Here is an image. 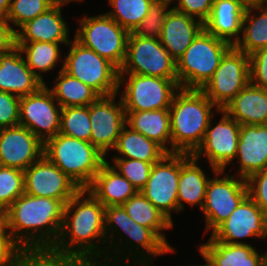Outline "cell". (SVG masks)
I'll list each match as a JSON object with an SVG mask.
<instances>
[{
    "label": "cell",
    "instance_id": "cell-1",
    "mask_svg": "<svg viewBox=\"0 0 267 266\" xmlns=\"http://www.w3.org/2000/svg\"><path fill=\"white\" fill-rule=\"evenodd\" d=\"M53 247L76 254L88 266H107L105 206L87 189L65 204L61 231Z\"/></svg>",
    "mask_w": 267,
    "mask_h": 266
},
{
    "label": "cell",
    "instance_id": "cell-2",
    "mask_svg": "<svg viewBox=\"0 0 267 266\" xmlns=\"http://www.w3.org/2000/svg\"><path fill=\"white\" fill-rule=\"evenodd\" d=\"M105 236L107 266H131V261L132 266H154V257L176 252L152 229L136 223L122 205L105 207Z\"/></svg>",
    "mask_w": 267,
    "mask_h": 266
},
{
    "label": "cell",
    "instance_id": "cell-3",
    "mask_svg": "<svg viewBox=\"0 0 267 266\" xmlns=\"http://www.w3.org/2000/svg\"><path fill=\"white\" fill-rule=\"evenodd\" d=\"M64 206L58 199L24 193L4 212L5 229L18 247L54 246Z\"/></svg>",
    "mask_w": 267,
    "mask_h": 266
},
{
    "label": "cell",
    "instance_id": "cell-4",
    "mask_svg": "<svg viewBox=\"0 0 267 266\" xmlns=\"http://www.w3.org/2000/svg\"><path fill=\"white\" fill-rule=\"evenodd\" d=\"M219 110L201 90L180 88L169 108L172 153L192 155L202 143L211 118Z\"/></svg>",
    "mask_w": 267,
    "mask_h": 266
},
{
    "label": "cell",
    "instance_id": "cell-5",
    "mask_svg": "<svg viewBox=\"0 0 267 266\" xmlns=\"http://www.w3.org/2000/svg\"><path fill=\"white\" fill-rule=\"evenodd\" d=\"M44 155L82 190L90 186L107 160L91 142L60 133L44 143Z\"/></svg>",
    "mask_w": 267,
    "mask_h": 266
},
{
    "label": "cell",
    "instance_id": "cell-6",
    "mask_svg": "<svg viewBox=\"0 0 267 266\" xmlns=\"http://www.w3.org/2000/svg\"><path fill=\"white\" fill-rule=\"evenodd\" d=\"M233 45L203 29L176 61L178 85L201 90L211 79L221 59Z\"/></svg>",
    "mask_w": 267,
    "mask_h": 266
},
{
    "label": "cell",
    "instance_id": "cell-7",
    "mask_svg": "<svg viewBox=\"0 0 267 266\" xmlns=\"http://www.w3.org/2000/svg\"><path fill=\"white\" fill-rule=\"evenodd\" d=\"M63 60V71L82 81L100 96H108L119 91V69L92 49L79 43L75 38Z\"/></svg>",
    "mask_w": 267,
    "mask_h": 266
},
{
    "label": "cell",
    "instance_id": "cell-8",
    "mask_svg": "<svg viewBox=\"0 0 267 266\" xmlns=\"http://www.w3.org/2000/svg\"><path fill=\"white\" fill-rule=\"evenodd\" d=\"M77 19L79 27L74 38L120 69L126 58L130 32L106 13Z\"/></svg>",
    "mask_w": 267,
    "mask_h": 266
},
{
    "label": "cell",
    "instance_id": "cell-9",
    "mask_svg": "<svg viewBox=\"0 0 267 266\" xmlns=\"http://www.w3.org/2000/svg\"><path fill=\"white\" fill-rule=\"evenodd\" d=\"M118 94L125 111H151L170 108L175 93L180 89L178 79L139 74H119ZM124 91L120 90L122 87Z\"/></svg>",
    "mask_w": 267,
    "mask_h": 266
},
{
    "label": "cell",
    "instance_id": "cell-10",
    "mask_svg": "<svg viewBox=\"0 0 267 266\" xmlns=\"http://www.w3.org/2000/svg\"><path fill=\"white\" fill-rule=\"evenodd\" d=\"M213 173L214 177L209 179L206 187L205 200L201 210L205 219V234L213 232L248 196L245 179L239 176H230L225 170H217Z\"/></svg>",
    "mask_w": 267,
    "mask_h": 266
},
{
    "label": "cell",
    "instance_id": "cell-11",
    "mask_svg": "<svg viewBox=\"0 0 267 266\" xmlns=\"http://www.w3.org/2000/svg\"><path fill=\"white\" fill-rule=\"evenodd\" d=\"M119 74H139L178 79L176 61L163 47L158 38L139 37L130 32L127 53Z\"/></svg>",
    "mask_w": 267,
    "mask_h": 266
},
{
    "label": "cell",
    "instance_id": "cell-12",
    "mask_svg": "<svg viewBox=\"0 0 267 266\" xmlns=\"http://www.w3.org/2000/svg\"><path fill=\"white\" fill-rule=\"evenodd\" d=\"M249 82V56L233 45L201 91L214 105L223 109Z\"/></svg>",
    "mask_w": 267,
    "mask_h": 266
},
{
    "label": "cell",
    "instance_id": "cell-13",
    "mask_svg": "<svg viewBox=\"0 0 267 266\" xmlns=\"http://www.w3.org/2000/svg\"><path fill=\"white\" fill-rule=\"evenodd\" d=\"M218 113L221 114L220 120L213 125L211 118L202 143L192 154L198 161L205 157L213 172L226 170L227 165L235 160L241 128L223 109Z\"/></svg>",
    "mask_w": 267,
    "mask_h": 266
},
{
    "label": "cell",
    "instance_id": "cell-14",
    "mask_svg": "<svg viewBox=\"0 0 267 266\" xmlns=\"http://www.w3.org/2000/svg\"><path fill=\"white\" fill-rule=\"evenodd\" d=\"M181 153H167L153 164L145 187L140 191L173 224L172 212L178 214V183Z\"/></svg>",
    "mask_w": 267,
    "mask_h": 266
},
{
    "label": "cell",
    "instance_id": "cell-15",
    "mask_svg": "<svg viewBox=\"0 0 267 266\" xmlns=\"http://www.w3.org/2000/svg\"><path fill=\"white\" fill-rule=\"evenodd\" d=\"M61 112L62 107L45 84L37 92L21 97L19 125L45 143L59 133Z\"/></svg>",
    "mask_w": 267,
    "mask_h": 266
},
{
    "label": "cell",
    "instance_id": "cell-16",
    "mask_svg": "<svg viewBox=\"0 0 267 266\" xmlns=\"http://www.w3.org/2000/svg\"><path fill=\"white\" fill-rule=\"evenodd\" d=\"M118 93L100 96L89 105L91 121V144L108 156L113 151L122 128L126 125V112ZM117 102V103H115Z\"/></svg>",
    "mask_w": 267,
    "mask_h": 266
},
{
    "label": "cell",
    "instance_id": "cell-17",
    "mask_svg": "<svg viewBox=\"0 0 267 266\" xmlns=\"http://www.w3.org/2000/svg\"><path fill=\"white\" fill-rule=\"evenodd\" d=\"M81 188L45 155L24 171V193L60 200L64 205Z\"/></svg>",
    "mask_w": 267,
    "mask_h": 266
},
{
    "label": "cell",
    "instance_id": "cell-18",
    "mask_svg": "<svg viewBox=\"0 0 267 266\" xmlns=\"http://www.w3.org/2000/svg\"><path fill=\"white\" fill-rule=\"evenodd\" d=\"M211 236L225 244H249L242 239L250 237L267 239V215L247 196Z\"/></svg>",
    "mask_w": 267,
    "mask_h": 266
},
{
    "label": "cell",
    "instance_id": "cell-19",
    "mask_svg": "<svg viewBox=\"0 0 267 266\" xmlns=\"http://www.w3.org/2000/svg\"><path fill=\"white\" fill-rule=\"evenodd\" d=\"M44 155V143L17 125L0 129V165L25 171Z\"/></svg>",
    "mask_w": 267,
    "mask_h": 266
},
{
    "label": "cell",
    "instance_id": "cell-20",
    "mask_svg": "<svg viewBox=\"0 0 267 266\" xmlns=\"http://www.w3.org/2000/svg\"><path fill=\"white\" fill-rule=\"evenodd\" d=\"M235 159L236 176L245 180L267 168V124L241 125Z\"/></svg>",
    "mask_w": 267,
    "mask_h": 266
},
{
    "label": "cell",
    "instance_id": "cell-21",
    "mask_svg": "<svg viewBox=\"0 0 267 266\" xmlns=\"http://www.w3.org/2000/svg\"><path fill=\"white\" fill-rule=\"evenodd\" d=\"M45 85L27 66L21 50L15 46L0 54V91L19 97L37 92Z\"/></svg>",
    "mask_w": 267,
    "mask_h": 266
},
{
    "label": "cell",
    "instance_id": "cell-22",
    "mask_svg": "<svg viewBox=\"0 0 267 266\" xmlns=\"http://www.w3.org/2000/svg\"><path fill=\"white\" fill-rule=\"evenodd\" d=\"M63 5L54 4L46 12L22 25L16 33V43H70L69 26L62 16Z\"/></svg>",
    "mask_w": 267,
    "mask_h": 266
},
{
    "label": "cell",
    "instance_id": "cell-23",
    "mask_svg": "<svg viewBox=\"0 0 267 266\" xmlns=\"http://www.w3.org/2000/svg\"><path fill=\"white\" fill-rule=\"evenodd\" d=\"M204 29V24L174 8L168 13L159 40L171 57L177 61Z\"/></svg>",
    "mask_w": 267,
    "mask_h": 266
},
{
    "label": "cell",
    "instance_id": "cell-24",
    "mask_svg": "<svg viewBox=\"0 0 267 266\" xmlns=\"http://www.w3.org/2000/svg\"><path fill=\"white\" fill-rule=\"evenodd\" d=\"M246 7L242 0H214L204 29L209 34L235 45L241 37Z\"/></svg>",
    "mask_w": 267,
    "mask_h": 266
},
{
    "label": "cell",
    "instance_id": "cell-25",
    "mask_svg": "<svg viewBox=\"0 0 267 266\" xmlns=\"http://www.w3.org/2000/svg\"><path fill=\"white\" fill-rule=\"evenodd\" d=\"M223 110L240 125L267 124V90L249 82Z\"/></svg>",
    "mask_w": 267,
    "mask_h": 266
},
{
    "label": "cell",
    "instance_id": "cell-26",
    "mask_svg": "<svg viewBox=\"0 0 267 266\" xmlns=\"http://www.w3.org/2000/svg\"><path fill=\"white\" fill-rule=\"evenodd\" d=\"M87 190L105 207L123 205L138 192L108 160L100 167Z\"/></svg>",
    "mask_w": 267,
    "mask_h": 266
},
{
    "label": "cell",
    "instance_id": "cell-27",
    "mask_svg": "<svg viewBox=\"0 0 267 266\" xmlns=\"http://www.w3.org/2000/svg\"><path fill=\"white\" fill-rule=\"evenodd\" d=\"M199 249L211 266H266L265 253L259 254L252 244H225L210 236Z\"/></svg>",
    "mask_w": 267,
    "mask_h": 266
},
{
    "label": "cell",
    "instance_id": "cell-28",
    "mask_svg": "<svg viewBox=\"0 0 267 266\" xmlns=\"http://www.w3.org/2000/svg\"><path fill=\"white\" fill-rule=\"evenodd\" d=\"M198 160L190 154L181 153V170L178 183V213L185 208L196 205L200 211L205 200L206 187L210 178L201 168Z\"/></svg>",
    "mask_w": 267,
    "mask_h": 266
},
{
    "label": "cell",
    "instance_id": "cell-29",
    "mask_svg": "<svg viewBox=\"0 0 267 266\" xmlns=\"http://www.w3.org/2000/svg\"><path fill=\"white\" fill-rule=\"evenodd\" d=\"M126 125L172 153L169 108L151 111H125Z\"/></svg>",
    "mask_w": 267,
    "mask_h": 266
},
{
    "label": "cell",
    "instance_id": "cell-30",
    "mask_svg": "<svg viewBox=\"0 0 267 266\" xmlns=\"http://www.w3.org/2000/svg\"><path fill=\"white\" fill-rule=\"evenodd\" d=\"M113 158H129L149 163L160 161L167 152L156 142L125 125L113 149Z\"/></svg>",
    "mask_w": 267,
    "mask_h": 266
},
{
    "label": "cell",
    "instance_id": "cell-31",
    "mask_svg": "<svg viewBox=\"0 0 267 266\" xmlns=\"http://www.w3.org/2000/svg\"><path fill=\"white\" fill-rule=\"evenodd\" d=\"M234 46L248 56L267 47V6L247 5L242 20L241 37Z\"/></svg>",
    "mask_w": 267,
    "mask_h": 266
},
{
    "label": "cell",
    "instance_id": "cell-32",
    "mask_svg": "<svg viewBox=\"0 0 267 266\" xmlns=\"http://www.w3.org/2000/svg\"><path fill=\"white\" fill-rule=\"evenodd\" d=\"M54 80L52 88L46 86L62 108L89 106L100 97L91 87L64 72L63 67Z\"/></svg>",
    "mask_w": 267,
    "mask_h": 266
},
{
    "label": "cell",
    "instance_id": "cell-33",
    "mask_svg": "<svg viewBox=\"0 0 267 266\" xmlns=\"http://www.w3.org/2000/svg\"><path fill=\"white\" fill-rule=\"evenodd\" d=\"M122 206L136 223L152 229L168 246H172L166 240L165 230L172 229L174 224L140 191L130 197Z\"/></svg>",
    "mask_w": 267,
    "mask_h": 266
},
{
    "label": "cell",
    "instance_id": "cell-34",
    "mask_svg": "<svg viewBox=\"0 0 267 266\" xmlns=\"http://www.w3.org/2000/svg\"><path fill=\"white\" fill-rule=\"evenodd\" d=\"M68 45L69 43H50V42H28V43H16V46L21 50L27 66L32 72L44 83V73H48L53 70L57 64L62 63V50L60 46ZM61 50V51H60Z\"/></svg>",
    "mask_w": 267,
    "mask_h": 266
},
{
    "label": "cell",
    "instance_id": "cell-35",
    "mask_svg": "<svg viewBox=\"0 0 267 266\" xmlns=\"http://www.w3.org/2000/svg\"><path fill=\"white\" fill-rule=\"evenodd\" d=\"M155 0H108L112 7L106 12L114 21L129 32L142 22Z\"/></svg>",
    "mask_w": 267,
    "mask_h": 266
},
{
    "label": "cell",
    "instance_id": "cell-36",
    "mask_svg": "<svg viewBox=\"0 0 267 266\" xmlns=\"http://www.w3.org/2000/svg\"><path fill=\"white\" fill-rule=\"evenodd\" d=\"M91 130L89 106L62 108L60 134L90 142Z\"/></svg>",
    "mask_w": 267,
    "mask_h": 266
},
{
    "label": "cell",
    "instance_id": "cell-37",
    "mask_svg": "<svg viewBox=\"0 0 267 266\" xmlns=\"http://www.w3.org/2000/svg\"><path fill=\"white\" fill-rule=\"evenodd\" d=\"M53 5V0H11L7 21L16 32L27 21L46 12Z\"/></svg>",
    "mask_w": 267,
    "mask_h": 266
},
{
    "label": "cell",
    "instance_id": "cell-38",
    "mask_svg": "<svg viewBox=\"0 0 267 266\" xmlns=\"http://www.w3.org/2000/svg\"><path fill=\"white\" fill-rule=\"evenodd\" d=\"M24 194V171L0 165V208L5 212Z\"/></svg>",
    "mask_w": 267,
    "mask_h": 266
},
{
    "label": "cell",
    "instance_id": "cell-39",
    "mask_svg": "<svg viewBox=\"0 0 267 266\" xmlns=\"http://www.w3.org/2000/svg\"><path fill=\"white\" fill-rule=\"evenodd\" d=\"M113 162V163H111ZM109 164L125 177L137 191H141L148 181L154 163L129 158H113Z\"/></svg>",
    "mask_w": 267,
    "mask_h": 266
},
{
    "label": "cell",
    "instance_id": "cell-40",
    "mask_svg": "<svg viewBox=\"0 0 267 266\" xmlns=\"http://www.w3.org/2000/svg\"><path fill=\"white\" fill-rule=\"evenodd\" d=\"M171 3L154 1L148 14L142 22L135 28L133 33L139 37L158 38L161 36L162 27L168 13L173 7ZM170 7V8H169Z\"/></svg>",
    "mask_w": 267,
    "mask_h": 266
},
{
    "label": "cell",
    "instance_id": "cell-41",
    "mask_svg": "<svg viewBox=\"0 0 267 266\" xmlns=\"http://www.w3.org/2000/svg\"><path fill=\"white\" fill-rule=\"evenodd\" d=\"M21 97L0 91V129L19 125Z\"/></svg>",
    "mask_w": 267,
    "mask_h": 266
},
{
    "label": "cell",
    "instance_id": "cell-42",
    "mask_svg": "<svg viewBox=\"0 0 267 266\" xmlns=\"http://www.w3.org/2000/svg\"><path fill=\"white\" fill-rule=\"evenodd\" d=\"M248 196L267 215V168L254 173L247 180Z\"/></svg>",
    "mask_w": 267,
    "mask_h": 266
},
{
    "label": "cell",
    "instance_id": "cell-43",
    "mask_svg": "<svg viewBox=\"0 0 267 266\" xmlns=\"http://www.w3.org/2000/svg\"><path fill=\"white\" fill-rule=\"evenodd\" d=\"M250 82L267 90V47L254 52L249 56Z\"/></svg>",
    "mask_w": 267,
    "mask_h": 266
},
{
    "label": "cell",
    "instance_id": "cell-44",
    "mask_svg": "<svg viewBox=\"0 0 267 266\" xmlns=\"http://www.w3.org/2000/svg\"><path fill=\"white\" fill-rule=\"evenodd\" d=\"M173 8L187 16L200 20L203 24L208 19L214 0H177Z\"/></svg>",
    "mask_w": 267,
    "mask_h": 266
},
{
    "label": "cell",
    "instance_id": "cell-45",
    "mask_svg": "<svg viewBox=\"0 0 267 266\" xmlns=\"http://www.w3.org/2000/svg\"><path fill=\"white\" fill-rule=\"evenodd\" d=\"M15 46V31L7 20L0 21V54L9 52Z\"/></svg>",
    "mask_w": 267,
    "mask_h": 266
},
{
    "label": "cell",
    "instance_id": "cell-46",
    "mask_svg": "<svg viewBox=\"0 0 267 266\" xmlns=\"http://www.w3.org/2000/svg\"><path fill=\"white\" fill-rule=\"evenodd\" d=\"M18 246L9 237L5 226L0 230V266H8Z\"/></svg>",
    "mask_w": 267,
    "mask_h": 266
},
{
    "label": "cell",
    "instance_id": "cell-47",
    "mask_svg": "<svg viewBox=\"0 0 267 266\" xmlns=\"http://www.w3.org/2000/svg\"><path fill=\"white\" fill-rule=\"evenodd\" d=\"M11 0H0V21L7 20Z\"/></svg>",
    "mask_w": 267,
    "mask_h": 266
},
{
    "label": "cell",
    "instance_id": "cell-48",
    "mask_svg": "<svg viewBox=\"0 0 267 266\" xmlns=\"http://www.w3.org/2000/svg\"><path fill=\"white\" fill-rule=\"evenodd\" d=\"M54 1V4H59V5H63V6H65V5H67L68 3H70V2H82V1H84V0H53Z\"/></svg>",
    "mask_w": 267,
    "mask_h": 266
},
{
    "label": "cell",
    "instance_id": "cell-49",
    "mask_svg": "<svg viewBox=\"0 0 267 266\" xmlns=\"http://www.w3.org/2000/svg\"><path fill=\"white\" fill-rule=\"evenodd\" d=\"M198 251L201 254L200 256H202V258L206 261V263L204 265L197 264V265H188V266H211V264H210L208 258L206 257V255L199 248H198Z\"/></svg>",
    "mask_w": 267,
    "mask_h": 266
},
{
    "label": "cell",
    "instance_id": "cell-50",
    "mask_svg": "<svg viewBox=\"0 0 267 266\" xmlns=\"http://www.w3.org/2000/svg\"><path fill=\"white\" fill-rule=\"evenodd\" d=\"M5 226L4 211L0 208V230Z\"/></svg>",
    "mask_w": 267,
    "mask_h": 266
},
{
    "label": "cell",
    "instance_id": "cell-51",
    "mask_svg": "<svg viewBox=\"0 0 267 266\" xmlns=\"http://www.w3.org/2000/svg\"><path fill=\"white\" fill-rule=\"evenodd\" d=\"M256 5L267 6V0H256Z\"/></svg>",
    "mask_w": 267,
    "mask_h": 266
},
{
    "label": "cell",
    "instance_id": "cell-52",
    "mask_svg": "<svg viewBox=\"0 0 267 266\" xmlns=\"http://www.w3.org/2000/svg\"><path fill=\"white\" fill-rule=\"evenodd\" d=\"M246 5H251L255 4L256 5V0H242Z\"/></svg>",
    "mask_w": 267,
    "mask_h": 266
},
{
    "label": "cell",
    "instance_id": "cell-53",
    "mask_svg": "<svg viewBox=\"0 0 267 266\" xmlns=\"http://www.w3.org/2000/svg\"><path fill=\"white\" fill-rule=\"evenodd\" d=\"M155 1H160V2H168V3H176L175 1L177 0H155Z\"/></svg>",
    "mask_w": 267,
    "mask_h": 266
},
{
    "label": "cell",
    "instance_id": "cell-54",
    "mask_svg": "<svg viewBox=\"0 0 267 266\" xmlns=\"http://www.w3.org/2000/svg\"><path fill=\"white\" fill-rule=\"evenodd\" d=\"M265 253V263H266V266H267V249H266V252Z\"/></svg>",
    "mask_w": 267,
    "mask_h": 266
}]
</instances>
